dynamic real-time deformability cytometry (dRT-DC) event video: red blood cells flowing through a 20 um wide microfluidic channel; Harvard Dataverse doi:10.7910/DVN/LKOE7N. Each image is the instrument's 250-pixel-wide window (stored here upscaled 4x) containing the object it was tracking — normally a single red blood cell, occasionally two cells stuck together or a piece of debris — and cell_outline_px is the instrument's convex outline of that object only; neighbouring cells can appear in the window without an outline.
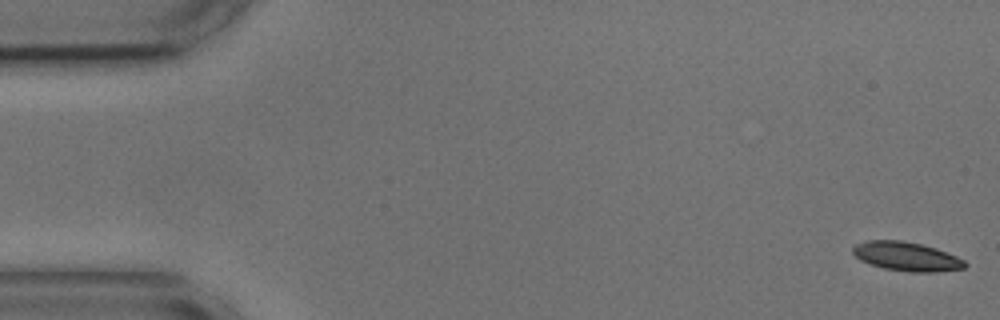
{"species": "common noctule bat (a hibernating species)", "species_latin": "Nyctalus noctula", "temperature_condition": "cold", "stored_images_in_passage": 24, "camera_frame_rate_fps": 3000, "um_per_image_px": 0.085, "animal": {"sex": "male", "body_mass_g": 17.9, "forearm_length_mm": 54.2}, "frame": {"image": 1, "passage_image": 1, "time_ms": 0.0, "image_size_px": [1000, 320], "cell_outline_px": [[968, 264], [964, 268], [936, 272], [908, 272], [884, 268], [860, 260], [852, 252], [852, 248], [856, 244], [868, 240], [900, 240], [920, 244], [936, 248], [956, 256], [964, 260]], "centroid_in_image_um": [77.06, 21.8], "position_along_channel_um": 7.9, "area_um2": 18.84}}
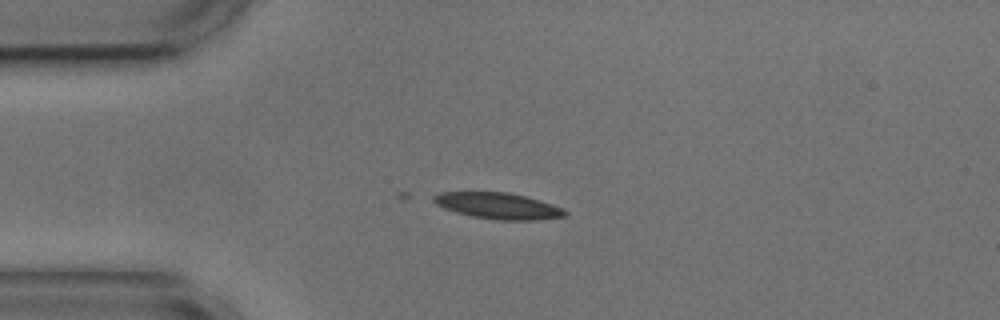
{"frame": {"image": 2, "passage_image": 13, "time_ms": 4.0, "image_size_px": [1000, 320], "cell_outline_px": [[568, 212], [564, 216], [536, 220], [500, 220], [472, 216], [456, 212], [444, 208], [436, 204], [432, 200], [432, 196], [440, 192], [508, 192], [540, 200], [564, 208]], "centroid_in_image_um": [42.34, 17.49], "position_along_channel_um": 42.7, "area_um2": 20.0}}